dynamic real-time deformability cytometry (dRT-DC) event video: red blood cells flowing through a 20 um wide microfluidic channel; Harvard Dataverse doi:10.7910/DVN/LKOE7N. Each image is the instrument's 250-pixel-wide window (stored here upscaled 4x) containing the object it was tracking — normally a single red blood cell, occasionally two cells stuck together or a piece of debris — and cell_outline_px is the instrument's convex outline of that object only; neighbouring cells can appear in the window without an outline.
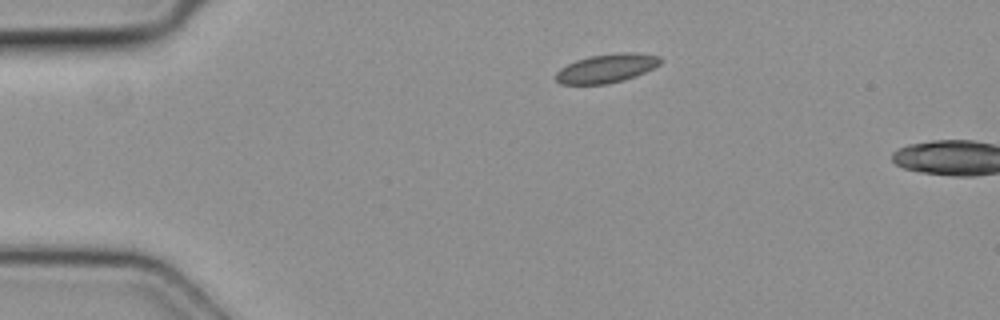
{"species": "common noctule bat (a hibernating species)", "species_latin": "Nyctalus noctula", "temperature_condition": "cold", "stored_images_in_passage": 2, "camera_frame_rate_fps": 3000, "um_per_image_px": 0.085, "animal": {"sex": "female", "body_mass_g": 19.3, "forearm_length_mm": 54.1}, "frame": {"image": 1, "passage_image": 2, "time_ms": 0.333, "image_size_px": [1000, 320], "cell_outline_px": [[664, 60], [660, 64], [636, 76], [624, 80], [608, 84], [560, 84], [556, 80], [556, 72], [560, 68], [576, 60], [588, 56], [620, 52], [636, 52], [660, 56]], "centroid_in_image_um": [51.58, 5.79], "position_along_channel_um": 33.4, "area_um2": 17.69}}